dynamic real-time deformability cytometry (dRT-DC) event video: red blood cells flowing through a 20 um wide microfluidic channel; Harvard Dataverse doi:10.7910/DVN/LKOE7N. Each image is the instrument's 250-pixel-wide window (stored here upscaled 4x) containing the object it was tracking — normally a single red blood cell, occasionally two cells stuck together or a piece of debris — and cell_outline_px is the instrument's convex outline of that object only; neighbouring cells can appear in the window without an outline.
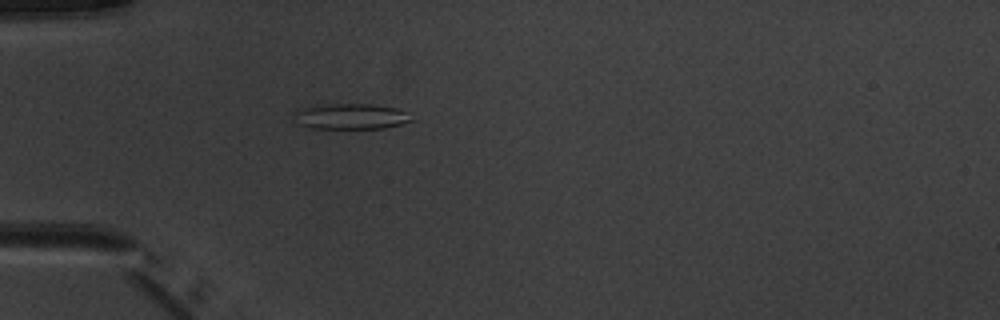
{"species": "common noctule bat (a hibernating species)", "species_latin": "Nyctalus noctula", "temperature_condition": "warm", "stored_images_in_passage": 1, "camera_frame_rate_fps": 3000, "um_per_image_px": 0.085, "animal": {"sex": "male", "body_mass_g": 20.1, "forearm_length_mm": 53.5}, "frame": {"image": 1, "passage_image": 1, "time_ms": 0.0, "image_size_px": [1000, 320], "cell_outline_px": [[416, 120], [384, 128], [312, 128], [300, 124], [292, 112], [304, 108], [332, 104], [372, 104], [396, 108], [404, 112]], "centroid_in_image_um": [29.86, 9.9], "position_along_channel_um": 55.1, "area_um2": 17.17}}